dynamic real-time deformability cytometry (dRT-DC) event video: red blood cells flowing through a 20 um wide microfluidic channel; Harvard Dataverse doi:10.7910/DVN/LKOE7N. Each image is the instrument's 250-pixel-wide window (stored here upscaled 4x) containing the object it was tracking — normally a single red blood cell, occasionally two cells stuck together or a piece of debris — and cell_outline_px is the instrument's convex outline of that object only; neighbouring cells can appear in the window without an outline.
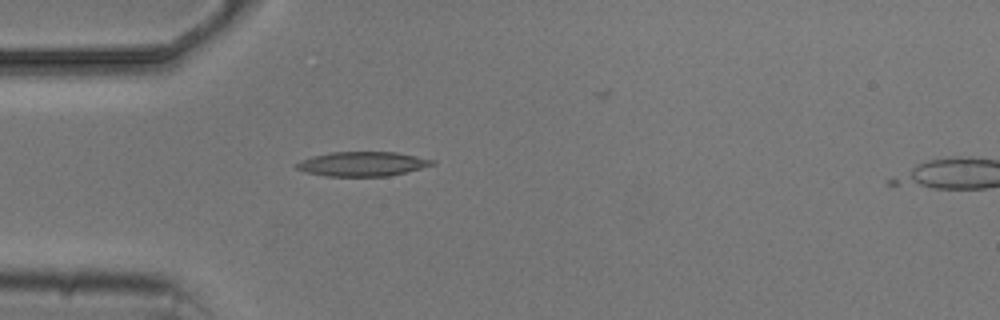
{"species": "common noctule bat (a hibernating species)", "species_latin": "Nyctalus noctula", "temperature_condition": "cold", "stored_images_in_passage": 3, "camera_frame_rate_fps": 3000, "um_per_image_px": 0.085, "animal": {"sex": "male", "body_mass_g": 20.5, "forearm_length_mm": 52.5}, "frame": {"image": 1, "passage_image": 2, "time_ms": 2.0, "image_size_px": [1000, 320], "cell_outline_px": [[436, 164], [388, 176], [324, 176], [304, 172], [296, 168], [292, 164], [300, 160], [312, 156], [332, 152], [396, 152], [436, 160]], "centroid_in_image_um": [30.75, 13.93], "position_along_channel_um": 54.2, "area_um2": 19.42}}